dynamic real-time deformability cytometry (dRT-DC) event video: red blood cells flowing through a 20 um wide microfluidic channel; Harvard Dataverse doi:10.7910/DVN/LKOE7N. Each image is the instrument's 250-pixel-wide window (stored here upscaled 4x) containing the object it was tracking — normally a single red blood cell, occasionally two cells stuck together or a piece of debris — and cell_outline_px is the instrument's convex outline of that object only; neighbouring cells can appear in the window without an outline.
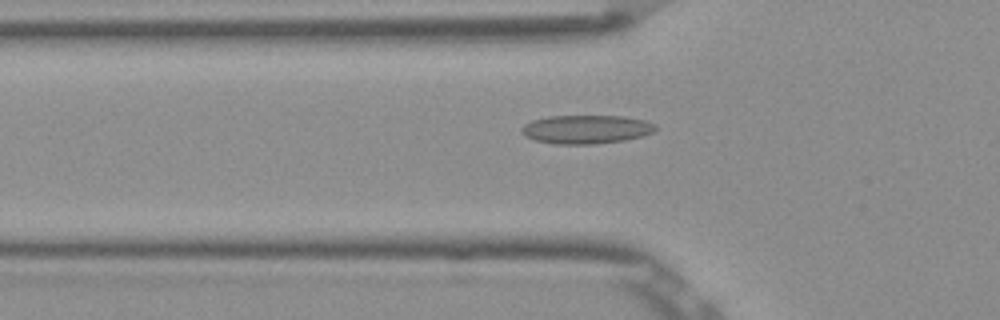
{"species": "Egyptian fruit bat (a non-hibernating species)", "species_latin": "Rousettus aegyptiacus", "temperature_condition": "room temperature", "stored_images_in_passage": 53, "camera_frame_rate_fps": 3000, "um_per_image_px": 0.085, "frame": {"image": 1, "passage_image": 18, "time_ms": 5.667, "image_size_px": [1000, 320], "cell_outline_px": [[656, 128], [652, 132], [640, 136], [624, 140], [596, 144], [556, 144], [536, 140], [524, 136], [520, 132], [520, 128], [524, 124], [532, 120], [548, 116], [624, 116], [644, 120], [656, 124]], "centroid_in_image_um": [49.78, 10.99], "position_along_channel_um": 76.0, "area_um2": 22.37}}
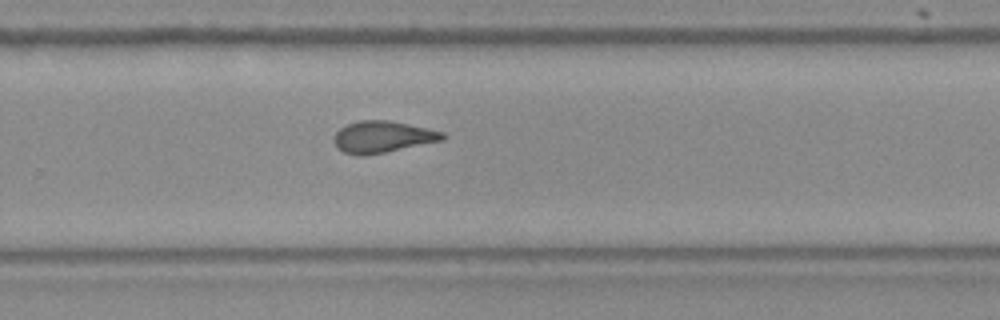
{"frame": {"image": 2, "passage_image": 35, "time_ms": 11.333, "image_size_px": [1000, 320], "cell_outline_px": [[448, 136], [444, 140], [384, 152], [360, 156], [344, 152], [336, 148], [332, 140], [336, 132], [340, 128], [348, 124], [360, 120], [388, 120], [428, 128], [444, 132]], "centroid_in_image_um": [32.52, 11.63], "position_along_channel_um": 297.3, "area_um2": 20.06}}
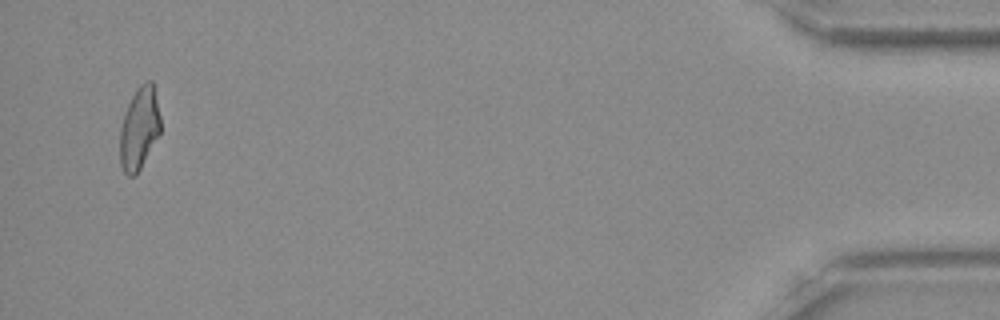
{"frame": {"image": 3, "passage_image": 51, "time_ms": 16.667, "image_size_px": [1000, 320], "cell_outline_px": [[160, 132], [136, 176], [128, 176], [124, 172], [120, 164], [120, 128], [124, 112], [136, 88], [140, 84], [148, 80], [152, 80], [160, 116]], "centroid_in_image_um": [11.82, 10.91], "position_along_channel_um": 423.4, "area_um2": 19.42}, "authors_computed_cell_mechanics": {"area_um2": 20.4612, "velocity_mm_per_s": 3.8849, "shape_relaxation_time_tau1_ms": null, "shape_relaxation_time_tau2_ms": 2.2267, "deformation_change_tau1": null, "deformation_change_tau2": 0.0884}}